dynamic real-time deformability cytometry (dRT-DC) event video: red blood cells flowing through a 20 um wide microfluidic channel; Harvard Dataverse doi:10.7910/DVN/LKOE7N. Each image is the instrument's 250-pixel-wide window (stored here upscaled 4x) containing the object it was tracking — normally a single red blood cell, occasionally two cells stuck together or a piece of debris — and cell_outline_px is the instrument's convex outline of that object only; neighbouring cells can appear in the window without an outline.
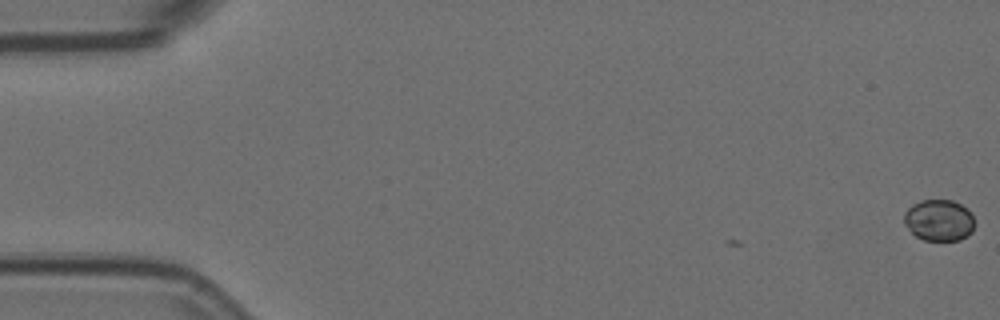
{"species": "Egyptian fruit bat (a non-hibernating species)", "species_latin": "Rousettus aegyptiacus", "temperature_condition": "room temperature", "stored_images_in_passage": 6, "camera_frame_rate_fps": 3000, "um_per_image_px": 0.085, "animal": {"sex": "female"}, "frame": {"image": 1, "passage_image": 1, "time_ms": 0.0, "image_size_px": [1000, 320], "cell_outline_px": [[976, 224], [972, 232], [968, 236], [960, 240], [924, 240], [916, 236], [904, 224], [904, 212], [912, 204], [920, 200], [952, 200], [968, 208], [972, 212]], "centroid_in_image_um": [79.85, 18.71], "position_along_channel_um": 5.1, "area_um2": 17.34}}